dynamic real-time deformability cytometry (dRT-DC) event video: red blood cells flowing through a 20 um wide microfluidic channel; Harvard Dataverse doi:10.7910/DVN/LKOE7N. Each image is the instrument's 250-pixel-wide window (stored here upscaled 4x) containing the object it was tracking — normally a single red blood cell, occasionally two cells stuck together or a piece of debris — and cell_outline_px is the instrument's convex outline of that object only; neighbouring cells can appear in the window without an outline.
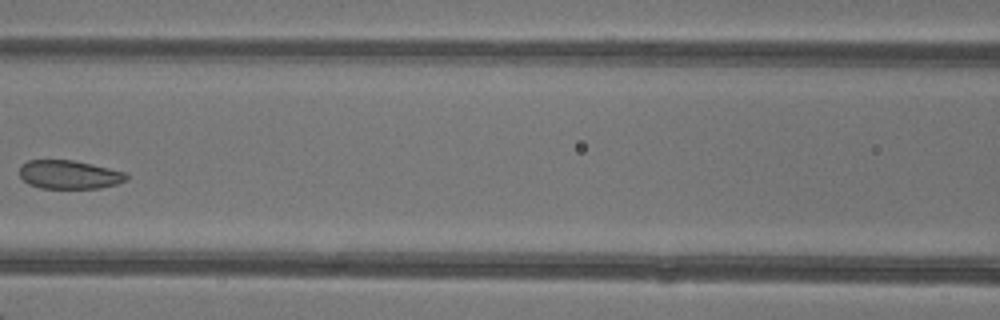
{"species": "common noctule bat (a hibernating species)", "species_latin": "Nyctalus noctula", "temperature_condition": "warm", "stored_images_in_passage": 5, "camera_frame_rate_fps": 3000, "um_per_image_px": 0.085, "animal": {"sex": "female"}, "frame": {"image": 1, "passage_image": 5, "time_ms": 4.667, "image_size_px": [1000, 320], "cell_outline_px": [[128, 180], [116, 184], [100, 188], [40, 188], [28, 184], [20, 176], [20, 164], [28, 160], [76, 160], [124, 172], [128, 176]], "centroid_in_image_um": [5.87, 14.84], "position_along_channel_um": 160.7, "area_um2": 17.86}}